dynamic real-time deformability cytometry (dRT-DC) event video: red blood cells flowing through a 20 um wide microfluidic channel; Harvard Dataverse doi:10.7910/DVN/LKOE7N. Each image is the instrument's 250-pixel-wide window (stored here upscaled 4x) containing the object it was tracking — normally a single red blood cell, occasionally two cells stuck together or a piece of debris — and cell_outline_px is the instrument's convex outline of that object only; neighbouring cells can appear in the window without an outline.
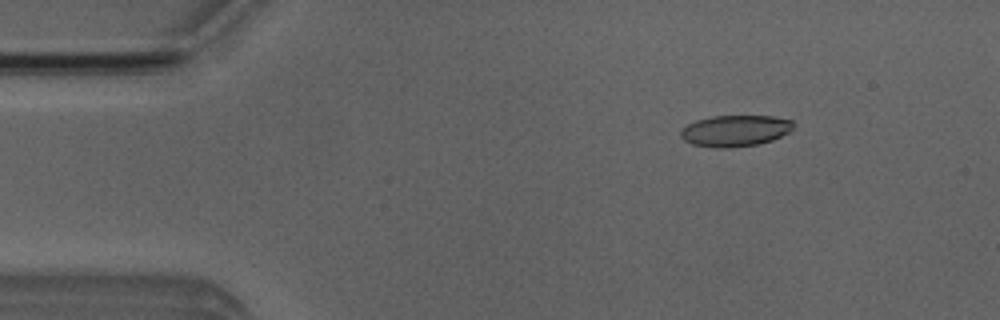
{"species": "Egyptian fruit bat (a non-hibernating species)", "species_latin": "Rousettus aegyptiacus", "temperature_condition": "room temperature", "stored_images_in_passage": 52, "segment_of_instrument_passage": [1, 2], "camera_frame_rate_fps": 3000, "um_per_image_px": 0.085, "animal": {"sex": "male"}, "frame": {"image": 1, "passage_image": 7, "time_ms": 2.0, "image_size_px": [1000, 320], "cell_outline_px": [[796, 124], [788, 132], [772, 140], [756, 144], [728, 148], [716, 148], [692, 144], [684, 140], [680, 136], [680, 132], [688, 124], [696, 120], [712, 116], [772, 116], [792, 120]], "centroid_in_image_um": [62.49, 11.11], "position_along_channel_um": 22.5, "area_um2": 20.46}}
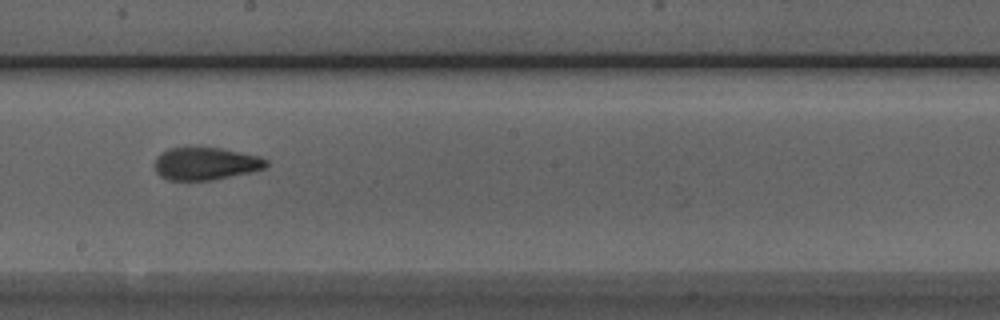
{"frame": {"image": 2, "passage_image": 28, "time_ms": 9.0, "image_size_px": [1000, 320], "cell_outline_px": [[268, 164], [264, 168], [248, 172], [212, 180], [168, 180], [160, 176], [156, 172], [156, 156], [160, 152], [168, 148], [188, 144], [200, 144], [260, 156], [268, 160]], "centroid_in_image_um": [17.42, 13.84], "position_along_channel_um": 230.8, "area_um2": 21.91}}
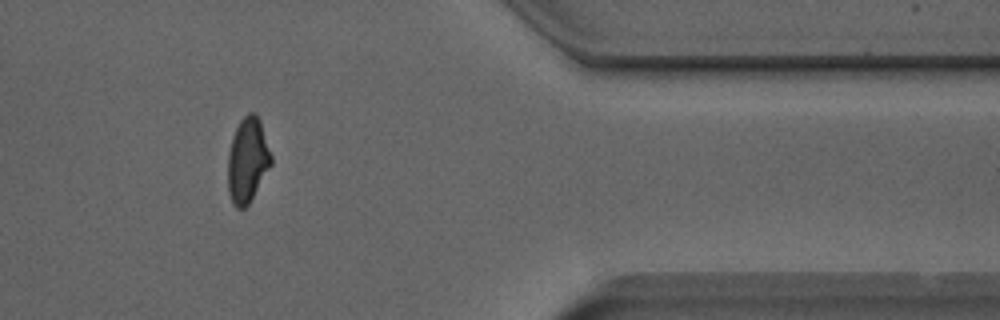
{"frame": {"image": 3, "passage_image": 42, "time_ms": 13.667, "image_size_px": [1000, 320], "cell_outline_px": [[272, 164], [248, 204], [244, 208], [236, 208], [232, 204], [228, 192], [228, 152], [232, 136], [240, 120], [248, 112], [252, 112], [260, 120], [272, 156]], "centroid_in_image_um": [21.03, 13.62], "position_along_channel_um": 390.4, "area_um2": 21.39}}